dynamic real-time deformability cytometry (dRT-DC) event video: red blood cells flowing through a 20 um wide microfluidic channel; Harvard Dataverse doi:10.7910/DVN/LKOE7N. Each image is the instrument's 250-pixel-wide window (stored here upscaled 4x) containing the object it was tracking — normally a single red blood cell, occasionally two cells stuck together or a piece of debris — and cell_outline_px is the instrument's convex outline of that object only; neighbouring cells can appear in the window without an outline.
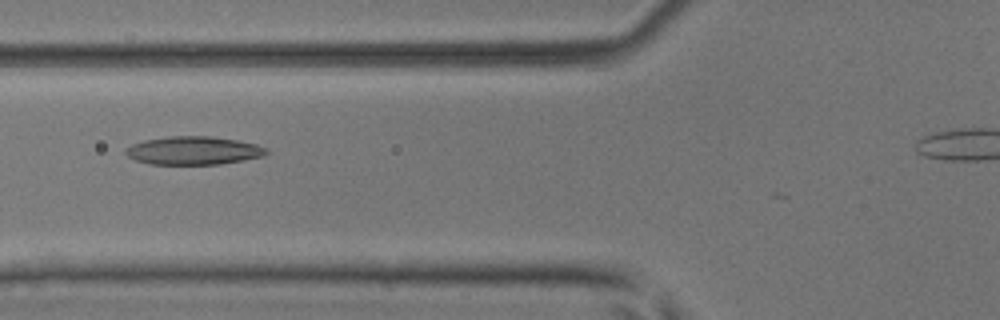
{"species": "common noctule bat (a hibernating species)", "species_latin": "Nyctalus noctula", "temperature_condition": "room temperature", "stored_images_in_passage": 4, "camera_frame_rate_fps": 3000, "um_per_image_px": 0.085, "animal": {"sex": "male", "body_mass_g": 17.9, "forearm_length_mm": 54.2}, "frame": {"image": 1, "passage_image": 3, "time_ms": 0.667, "image_size_px": [1000, 320], "cell_outline_px": [[268, 152], [264, 156], [244, 160], [220, 164], [148, 164], [136, 160], [128, 156], [124, 152], [124, 148], [132, 144], [144, 140], [168, 136], [212, 136], [236, 140], [256, 144], [268, 148]], "centroid_in_image_um": [16.44, 12.79], "position_along_channel_um": 109.4, "area_um2": 23.29}}
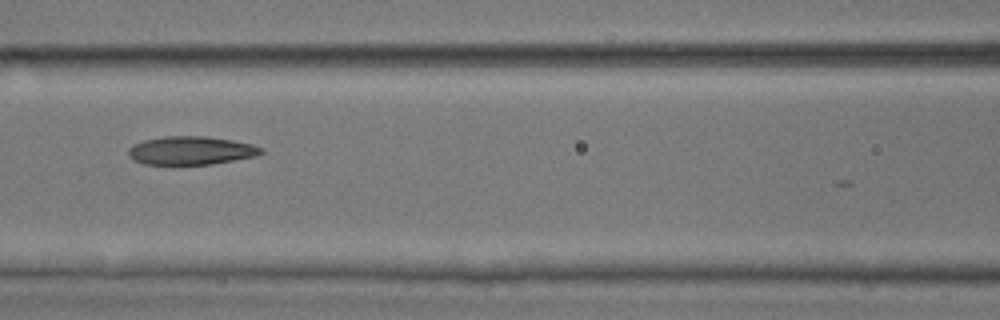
{"frame": {"image": 2, "passage_image": 4, "time_ms": 1.0, "image_size_px": [1000, 320], "cell_outline_px": [[264, 152], [256, 156], [212, 164], [144, 164], [132, 160], [128, 156], [128, 148], [132, 144], [144, 140], [164, 136], [204, 136], [232, 140], [252, 144], [264, 148]], "centroid_in_image_um": [16.21, 12.79], "position_along_channel_um": 150.4, "area_um2": 22.08}}